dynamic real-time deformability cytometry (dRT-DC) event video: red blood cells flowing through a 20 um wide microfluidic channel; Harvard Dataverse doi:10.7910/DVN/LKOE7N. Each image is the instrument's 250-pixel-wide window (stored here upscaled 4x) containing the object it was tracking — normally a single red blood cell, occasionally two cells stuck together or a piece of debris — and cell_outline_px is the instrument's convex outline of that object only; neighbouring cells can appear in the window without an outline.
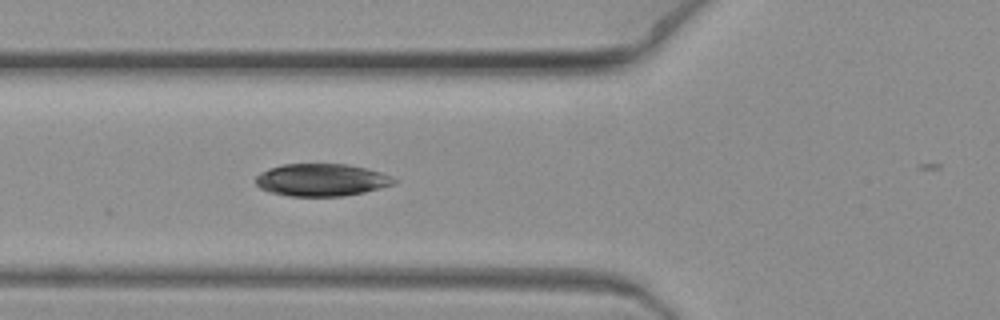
{"species": "common noctule bat (a hibernating species)", "species_latin": "Nyctalus noctula", "temperature_condition": "warm", "stored_images_in_passage": 7, "camera_frame_rate_fps": 3000, "um_per_image_px": 0.085, "animal": {"sex": "female", "body_mass_g": 19.3, "forearm_length_mm": 54.1}, "frame": {"image": 1, "passage_image": 7, "time_ms": 2.0, "image_size_px": [1000, 320], "cell_outline_px": [[396, 184], [364, 192], [344, 196], [288, 196], [268, 192], [260, 188], [256, 184], [256, 176], [260, 172], [284, 164], [348, 164], [380, 172], [392, 176], [396, 180]], "centroid_in_image_um": [27.33, 15.3], "position_along_channel_um": 98.5, "area_um2": 26.13}}